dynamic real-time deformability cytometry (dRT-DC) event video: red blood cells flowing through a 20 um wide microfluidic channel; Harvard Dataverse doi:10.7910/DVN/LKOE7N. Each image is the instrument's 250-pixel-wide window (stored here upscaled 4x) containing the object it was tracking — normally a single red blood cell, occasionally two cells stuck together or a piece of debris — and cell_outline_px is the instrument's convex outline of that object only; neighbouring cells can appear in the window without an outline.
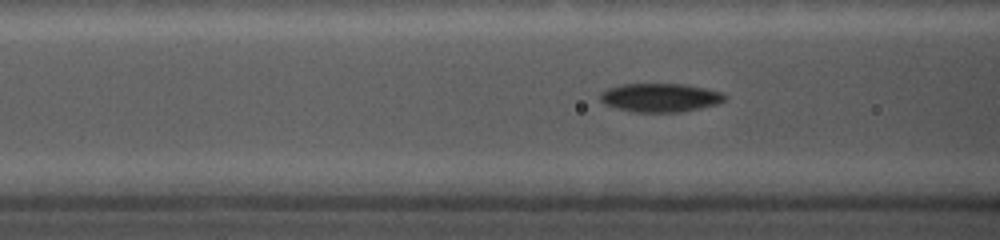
{"species": "common noctule bat (a hibernating species)", "species_latin": "Nyctalus noctula", "temperature_condition": "cold", "stored_images_in_passage": 48, "camera_frame_rate_fps": 5000, "um_per_image_px": 0.085, "animal": {"sex": "female", "body_mass_g": 19.0, "forearm_length_mm": 56.7}, "frame": {"image": 1, "passage_image": 15, "time_ms": 2.8, "image_size_px": [1000, 240], "cell_outline_px": [[728, 96], [724, 100], [716, 104], [700, 108], [680, 112], [632, 112], [616, 108], [604, 104], [600, 100], [600, 92], [608, 88], [620, 84], [684, 84], [704, 88], [720, 92]], "centroid_in_image_um": [56.07, 8.3], "position_along_channel_um": 110.5, "area_um2": 20.81}}
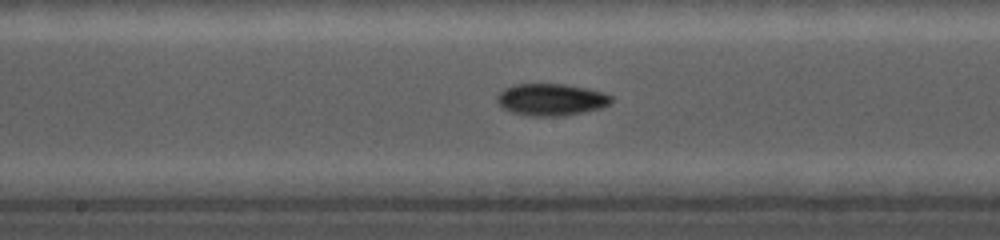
{"frame": {"image": 2, "passage_image": 27, "time_ms": 5.2, "image_size_px": [1000, 240], "cell_outline_px": [[612, 100], [608, 104], [600, 108], [584, 112], [564, 116], [532, 116], [512, 112], [500, 108], [496, 100], [496, 96], [504, 88], [516, 84], [564, 84], [588, 88], [604, 92], [612, 96]], "centroid_in_image_um": [46.82, 8.46], "position_along_channel_um": 201.4, "area_um2": 21.44}}
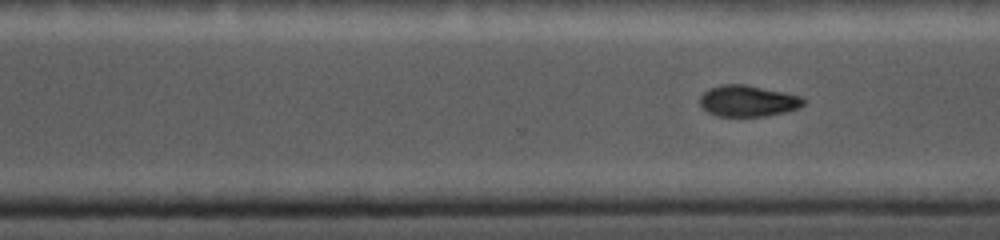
{"frame": {"image": 3, "passage_image": 41, "time_ms": 8.0, "image_size_px": [1000, 240], "cell_outline_px": [[804, 104], [800, 108], [784, 112], [764, 116], [716, 116], [708, 112], [700, 104], [700, 96], [708, 88], [724, 84], [744, 84], [784, 92], [800, 96], [804, 100]], "centroid_in_image_um": [63.56, 8.58], "position_along_channel_um": 307.0, "area_um2": 18.79}}